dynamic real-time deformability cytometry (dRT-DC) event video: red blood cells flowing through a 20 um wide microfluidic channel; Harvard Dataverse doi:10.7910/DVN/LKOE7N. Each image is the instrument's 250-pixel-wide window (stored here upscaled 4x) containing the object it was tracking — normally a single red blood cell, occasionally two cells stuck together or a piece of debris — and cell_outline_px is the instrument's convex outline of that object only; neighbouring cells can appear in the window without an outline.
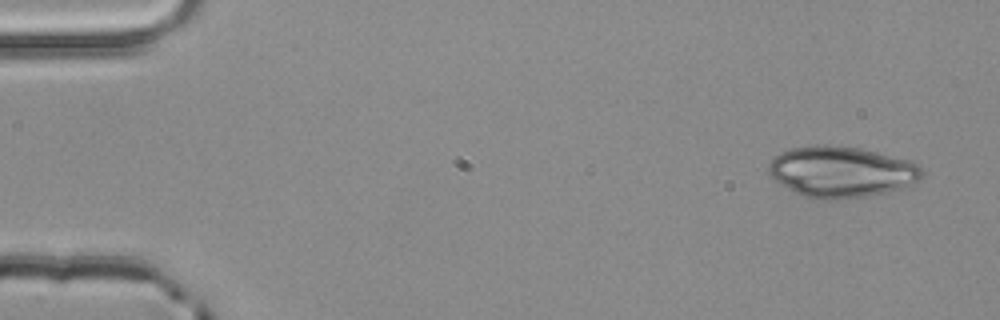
{"species": "common noctule bat (a hibernating species)", "species_latin": "Nyctalus noctula", "temperature_condition": "room temperature", "stored_images_in_passage": 3, "camera_frame_rate_fps": 3000, "um_per_image_px": 0.085, "animal": {"sex": "male", "body_mass_g": 20.4}, "frame": {"image": 1, "passage_image": 1, "time_ms": 0.0, "image_size_px": [1000, 320], "cell_outline_px": [[924, 172], [920, 180], [912, 188], [840, 200], [824, 200], [804, 196], [796, 192], [776, 180], [768, 172], [768, 164], [780, 152], [792, 148], [816, 144], [828, 144], [860, 148], [908, 160], [920, 164], [924, 168]], "centroid_in_image_um": [71.61, 14.61], "position_along_channel_um": 13.4, "area_um2": 46.12}}